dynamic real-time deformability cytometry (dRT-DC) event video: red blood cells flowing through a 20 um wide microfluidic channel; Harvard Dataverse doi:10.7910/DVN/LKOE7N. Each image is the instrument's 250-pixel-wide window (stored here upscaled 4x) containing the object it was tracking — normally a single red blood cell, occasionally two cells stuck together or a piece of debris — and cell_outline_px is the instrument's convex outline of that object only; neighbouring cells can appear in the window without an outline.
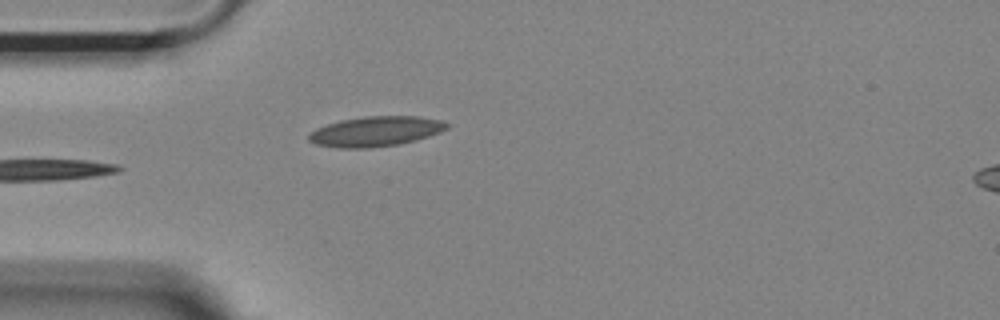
{"species": "Egyptian fruit bat (a non-hibernating species)", "species_latin": "Rousettus aegyptiacus", "temperature_condition": "room temperature", "stored_images_in_passage": 37, "camera_frame_rate_fps": 3000, "um_per_image_px": 0.085, "animal": {"sex": "female"}, "frame": {"image": 1, "passage_image": 1, "time_ms": 0.0, "image_size_px": [1000, 320], "cell_outline_px": [[448, 128], [440, 132], [416, 140], [400, 144], [368, 148], [340, 148], [316, 144], [308, 140], [308, 136], [316, 128], [340, 120], [364, 116], [420, 116], [440, 120], [448, 124]], "centroid_in_image_um": [31.93, 11.16], "position_along_channel_um": 53.1, "area_um2": 24.1}}
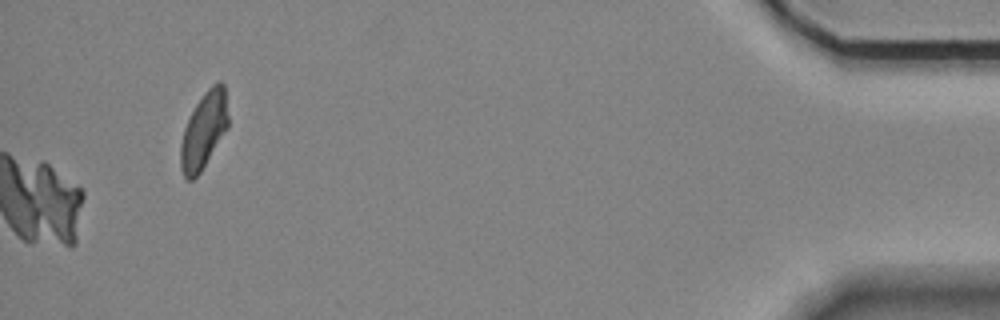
{"frame": {"image": 2, "passage_image": 37, "time_ms": 12.0, "image_size_px": [1000, 320], "cell_outline_px": [[228, 128], [200, 172], [192, 180], [188, 180], [184, 176], [180, 168], [180, 144], [184, 128], [196, 104], [204, 92], [216, 80], [220, 80], [224, 84], [228, 116]], "centroid_in_image_um": [17.33, 11.06], "position_along_channel_um": 417.9, "area_um2": 21.15}}